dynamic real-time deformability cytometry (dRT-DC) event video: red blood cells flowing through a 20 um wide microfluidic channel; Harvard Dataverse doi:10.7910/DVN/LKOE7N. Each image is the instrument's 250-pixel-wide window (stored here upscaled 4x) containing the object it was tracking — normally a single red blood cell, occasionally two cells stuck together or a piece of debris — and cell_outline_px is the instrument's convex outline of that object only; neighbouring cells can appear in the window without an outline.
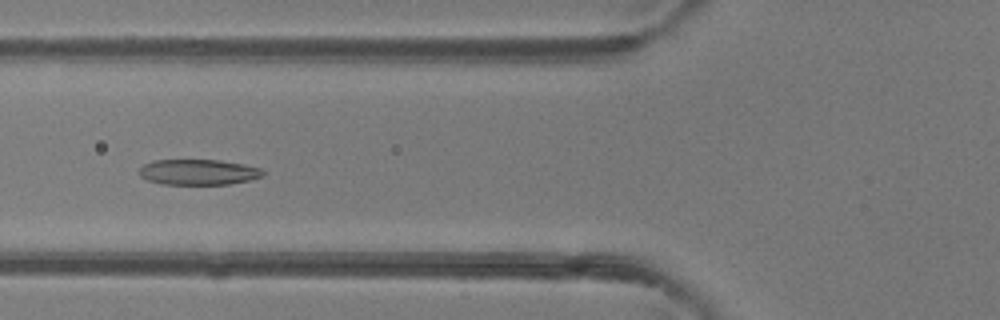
{"species": "common noctule bat (a hibernating species)", "species_latin": "Nyctalus noctula", "temperature_condition": "room temperature", "stored_images_in_passage": 50, "camera_frame_rate_fps": 3000, "um_per_image_px": 0.085, "animal": {"sex": "female"}, "frame": {"image": 1, "passage_image": 19, "time_ms": 6.0, "image_size_px": [1000, 320], "cell_outline_px": [[264, 176], [248, 180], [228, 184], [160, 184], [148, 180], [140, 176], [136, 172], [144, 164], [152, 160], [220, 160], [244, 164], [260, 168], [264, 172]], "centroid_in_image_um": [16.82, 14.62], "position_along_channel_um": 109.0, "area_um2": 18.5}}
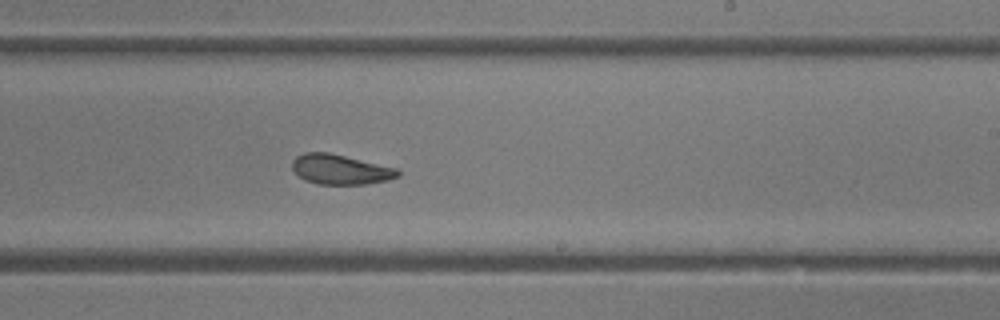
{"frame": {"image": 2, "passage_image": 30, "time_ms": 9.667, "image_size_px": [1000, 320], "cell_outline_px": [[400, 176], [388, 180], [368, 184], [316, 184], [304, 180], [292, 168], [292, 160], [296, 156], [304, 152], [328, 152], [396, 168], [400, 172]], "centroid_in_image_um": [28.92, 14.4], "position_along_channel_um": 260.1, "area_um2": 18.38}}
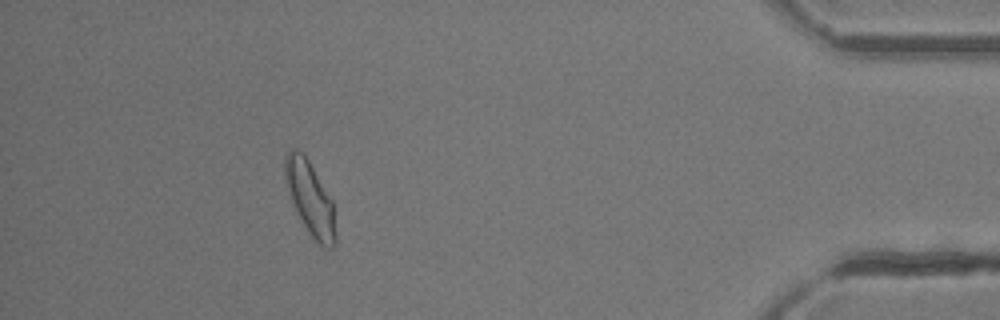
{"frame": {"image": 3, "passage_image": 45, "time_ms": 14.667, "image_size_px": [1000, 320], "cell_outline_px": [[336, 244], [332, 248], [324, 248], [308, 232], [300, 220], [296, 212], [284, 176], [284, 156], [292, 148], [300, 152], [308, 160], [332, 200], [336, 236]], "centroid_in_image_um": [26.36, 16.89], "position_along_channel_um": 408.8, "area_um2": 21.33}, "authors_computed_cell_mechanics": {"area_um2": 20.2878, "velocity_mm_per_s": 4.1171, "shape_relaxation_time_tau1_ms": 3.7562, "shape_relaxation_time_tau2_ms": 1.3896, "deformation_change_tau1": 0.1275, "deformation_change_tau2": 0.0763}}